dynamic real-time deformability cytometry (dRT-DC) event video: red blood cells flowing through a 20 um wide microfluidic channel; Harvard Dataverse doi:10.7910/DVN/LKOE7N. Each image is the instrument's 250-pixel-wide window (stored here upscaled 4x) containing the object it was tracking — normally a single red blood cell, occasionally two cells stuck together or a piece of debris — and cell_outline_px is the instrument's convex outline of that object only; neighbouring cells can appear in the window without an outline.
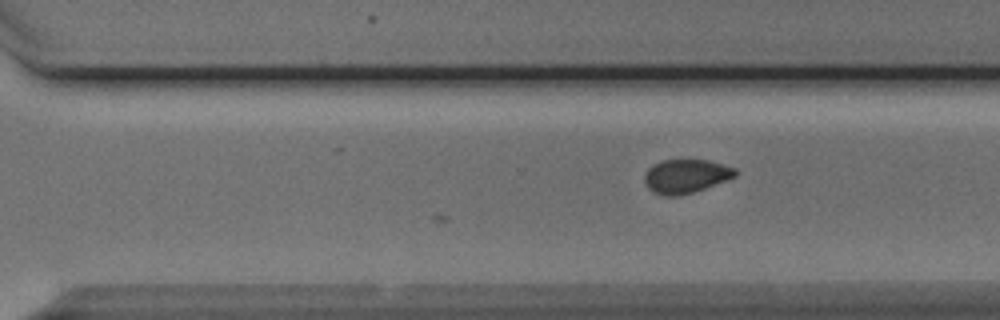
{"species": "Egyptian fruit bat (a non-hibernating species)", "species_latin": "Rousettus aegyptiacus", "temperature_condition": "cold", "stored_images_in_passage": 26, "camera_frame_rate_fps": 3000, "um_per_image_px": 0.085, "animal": {"sex": "male"}, "frame": {"image": 1, "passage_image": 26, "time_ms": 8.333, "image_size_px": [1000, 320], "cell_outline_px": [[736, 176], [704, 188], [692, 192], [676, 196], [668, 196], [656, 192], [648, 188], [644, 180], [644, 176], [648, 168], [652, 164], [660, 160], [708, 160], [736, 168]], "centroid_in_image_um": [58.28, 14.95], "position_along_channel_um": 312.3, "area_um2": 17.63}}